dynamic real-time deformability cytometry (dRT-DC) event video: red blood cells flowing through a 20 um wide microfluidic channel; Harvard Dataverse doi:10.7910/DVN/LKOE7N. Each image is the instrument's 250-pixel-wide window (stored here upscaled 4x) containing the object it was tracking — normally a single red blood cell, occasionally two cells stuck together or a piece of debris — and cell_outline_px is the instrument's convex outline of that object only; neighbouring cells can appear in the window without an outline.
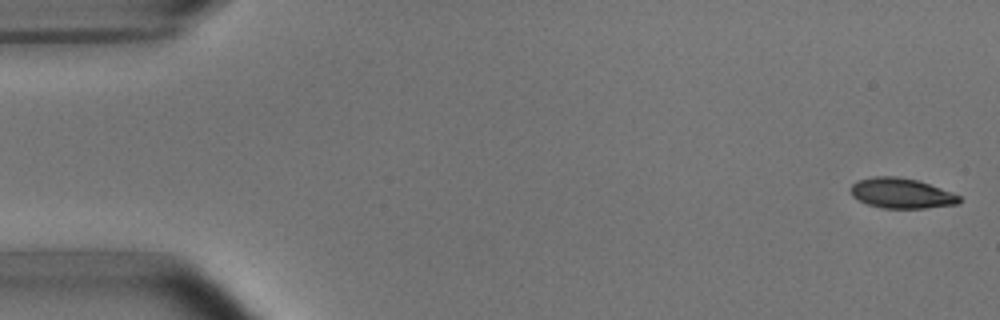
{"species": "common noctule bat (a hibernating species)", "species_latin": "Nyctalus noctula", "temperature_condition": "room temperature", "stored_images_in_passage": 6, "camera_frame_rate_fps": 3000, "um_per_image_px": 0.085, "animal": {"sex": "male", "body_mass_g": 15.6}, "frame": {"image": 1, "passage_image": 1, "time_ms": 0.0, "image_size_px": [1000, 320], "cell_outline_px": [[960, 200], [956, 204], [924, 208], [884, 208], [868, 204], [852, 196], [852, 184], [856, 180], [876, 176], [896, 176], [916, 180], [952, 192], [960, 196]], "centroid_in_image_um": [76.6, 16.42], "position_along_channel_um": 8.4, "area_um2": 18.79}}
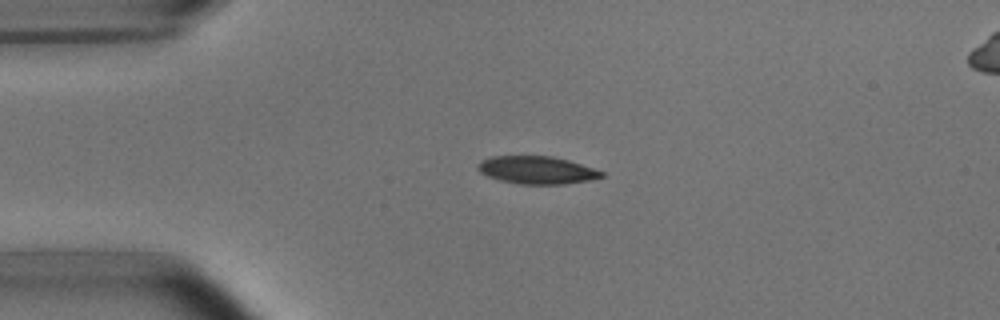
{"frame": {"image": 2, "passage_image": 4, "time_ms": 3.667, "image_size_px": [1000, 320], "cell_outline_px": [[604, 176], [588, 180], [564, 184], [520, 184], [500, 180], [488, 176], [480, 172], [476, 168], [476, 164], [480, 160], [492, 156], [552, 156], [568, 160], [604, 172]], "centroid_in_image_um": [45.58, 14.45], "position_along_channel_um": 39.4, "area_um2": 19.88}}